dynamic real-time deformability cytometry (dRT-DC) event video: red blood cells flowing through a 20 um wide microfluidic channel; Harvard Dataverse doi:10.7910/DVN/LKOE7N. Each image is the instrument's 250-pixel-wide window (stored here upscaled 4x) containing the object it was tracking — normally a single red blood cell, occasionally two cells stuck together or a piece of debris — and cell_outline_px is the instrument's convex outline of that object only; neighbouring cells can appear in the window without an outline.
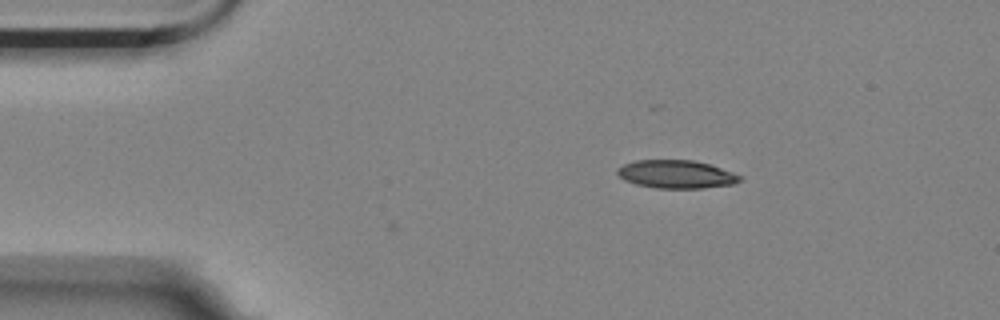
{"species": "Egyptian fruit bat (a non-hibernating species)", "species_latin": "Rousettus aegyptiacus", "temperature_condition": "room temperature", "stored_images_in_passage": 2, "camera_frame_rate_fps": 3000, "um_per_image_px": 0.085, "animal": {"sex": "female"}, "frame": {"image": 1, "passage_image": 2, "time_ms": 0.333, "image_size_px": [1000, 320], "cell_outline_px": [[744, 176], [740, 180], [732, 184], [704, 188], [656, 188], [636, 184], [624, 180], [616, 172], [616, 168], [624, 164], [636, 160], [692, 160], [708, 164]], "centroid_in_image_um": [57.46, 14.81], "position_along_channel_um": 27.5, "area_um2": 20.0}}